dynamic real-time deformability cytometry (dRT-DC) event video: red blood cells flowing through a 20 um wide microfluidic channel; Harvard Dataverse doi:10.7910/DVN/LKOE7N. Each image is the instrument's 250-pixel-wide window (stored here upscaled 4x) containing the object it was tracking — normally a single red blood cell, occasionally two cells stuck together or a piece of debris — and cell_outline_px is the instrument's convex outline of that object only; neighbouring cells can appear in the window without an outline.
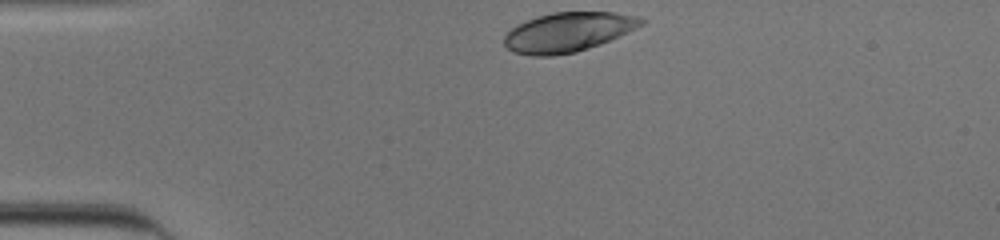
{"species": "human", "species_latin": "Homo sapiens", "temperature_condition": "cold", "stored_images_in_passage": 31, "camera_frame_rate_fps": 3000, "um_per_image_px": 0.085, "donor": {"sex": "male"}, "frame": {"image": 1, "passage_image": 1, "time_ms": 0.0, "image_size_px": [1000, 240], "cell_outline_px": [[648, 20], [644, 24], [636, 28], [600, 44], [576, 52], [552, 56], [532, 56], [512, 52], [504, 44], [504, 36], [512, 28], [536, 16], [552, 12], [612, 12], [640, 16]], "centroid_in_image_um": [48.3, 2.73], "position_along_channel_um": 36.7, "area_um2": 31.5}}
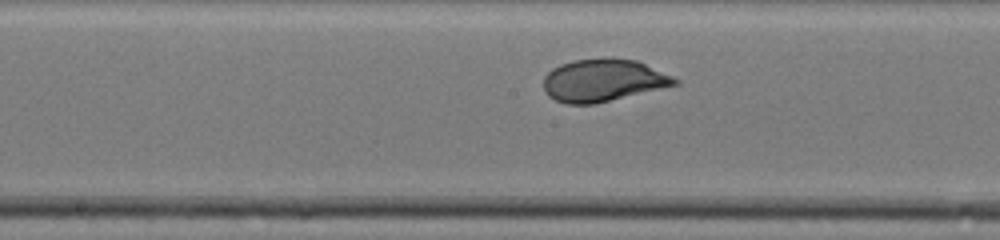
{"frame": {"image": 2, "passage_image": 17, "time_ms": 5.333, "image_size_px": [1000, 240], "cell_outline_px": [[680, 84], [592, 104], [568, 104], [556, 100], [548, 96], [544, 88], [544, 76], [552, 68], [560, 64], [572, 60], [604, 56], [636, 60], [672, 76], [680, 80]], "centroid_in_image_um": [51.25, 6.8], "position_along_channel_um": 196.9, "area_um2": 32.6}}
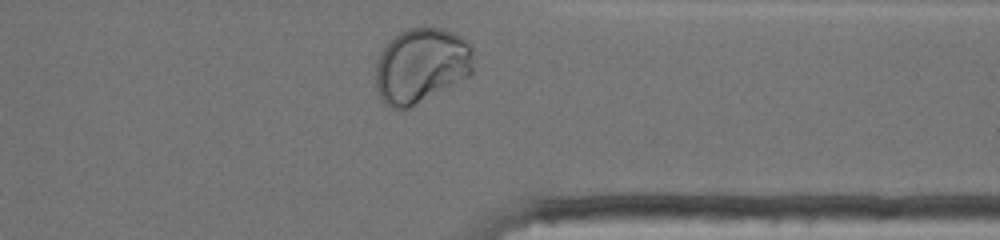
{"frame": {"image": 3, "passage_image": 31, "time_ms": 10.0, "image_size_px": [1000, 240], "cell_outline_px": [[472, 72], [468, 76], [408, 108], [400, 112], [384, 104], [376, 88], [376, 64], [380, 52], [388, 40], [400, 32], [412, 28], [444, 28], [468, 40], [472, 48]], "centroid_in_image_um": [35.77, 5.57], "position_along_channel_um": 375.6, "area_um2": 42.71}, "authors_computed_cell_mechanics": {"area_um2": 32.5992, "velocity_mm_per_s": 3.877, "shape_relaxation_time_tau1_ms": 3.9741, "shape_relaxation_time_tau2_ms": null, "deformation_change_tau1": 0.1954, "deformation_change_tau2": null}}